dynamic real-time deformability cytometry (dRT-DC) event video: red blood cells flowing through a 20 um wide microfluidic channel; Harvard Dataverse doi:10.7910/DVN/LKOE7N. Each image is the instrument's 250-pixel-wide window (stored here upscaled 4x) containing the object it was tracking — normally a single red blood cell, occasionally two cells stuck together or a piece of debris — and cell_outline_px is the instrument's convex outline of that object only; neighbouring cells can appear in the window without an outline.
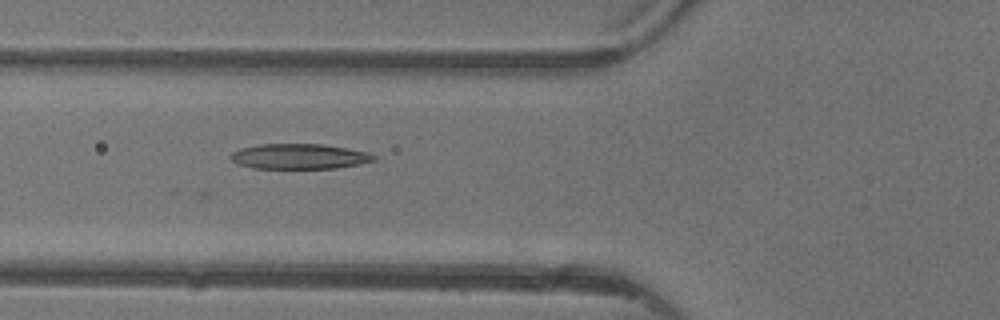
{"species": "common noctule bat (a hibernating species)", "species_latin": "Nyctalus noctula", "temperature_condition": "warm", "stored_images_in_passage": 5, "camera_frame_rate_fps": 3000, "um_per_image_px": 0.085, "animal": {"sex": "female"}, "frame": {"image": 1, "passage_image": 4, "time_ms": 5.0, "image_size_px": [1000, 320], "cell_outline_px": [[376, 160], [360, 164], [336, 168], [252, 168], [236, 164], [228, 156], [232, 152], [240, 148], [260, 144], [320, 144], [348, 148], [368, 152], [376, 156]], "centroid_in_image_um": [25.42, 13.29], "position_along_channel_um": 100.4, "area_um2": 21.15}}
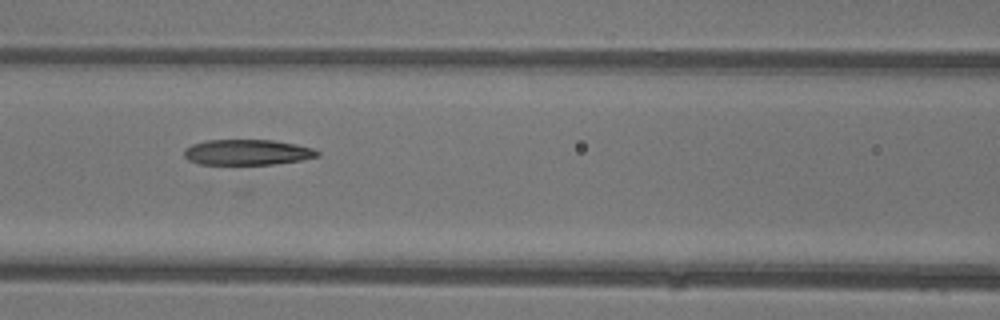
{"frame": {"image": 2, "passage_image": 5, "time_ms": 6.0, "image_size_px": [1000, 320], "cell_outline_px": [[320, 156], [300, 160], [272, 164], [200, 164], [188, 160], [184, 156], [184, 148], [192, 144], [204, 140], [272, 140], [296, 144], [312, 148], [320, 152]], "centroid_in_image_um": [20.99, 12.93], "position_along_channel_um": 145.6, "area_um2": 19.83}}